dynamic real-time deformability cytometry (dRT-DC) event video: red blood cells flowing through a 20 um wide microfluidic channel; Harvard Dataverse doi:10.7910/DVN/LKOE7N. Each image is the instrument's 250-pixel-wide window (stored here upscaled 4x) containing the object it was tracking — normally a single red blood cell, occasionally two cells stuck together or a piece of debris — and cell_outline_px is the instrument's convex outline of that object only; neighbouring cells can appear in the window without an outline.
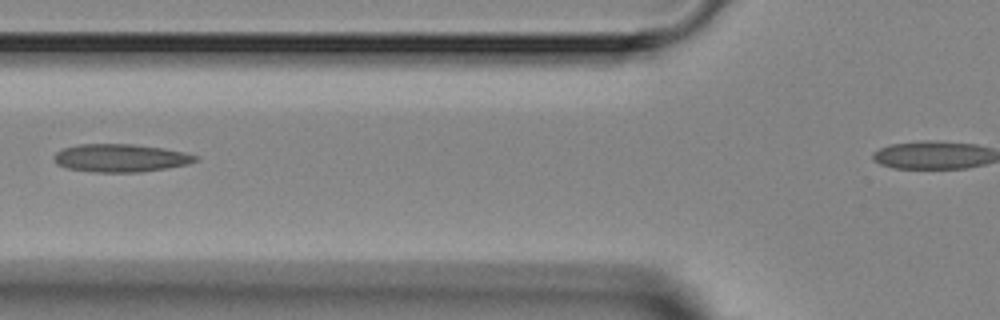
{"species": "Egyptian fruit bat (a non-hibernating species)", "species_latin": "Rousettus aegyptiacus", "temperature_condition": "room temperature", "stored_images_in_passage": 4, "camera_frame_rate_fps": 3000, "um_per_image_px": 0.085, "animal": {"sex": "female"}, "frame": {"image": 1, "passage_image": 4, "time_ms": 3.333, "image_size_px": [1000, 320], "cell_outline_px": [[200, 160], [188, 164], [140, 172], [96, 172], [68, 168], [56, 164], [52, 156], [56, 152], [64, 148], [80, 144], [132, 144], [164, 148], [184, 152], [200, 156]], "centroid_in_image_um": [10.27, 13.42], "position_along_channel_um": 115.5, "area_um2": 23.06}}